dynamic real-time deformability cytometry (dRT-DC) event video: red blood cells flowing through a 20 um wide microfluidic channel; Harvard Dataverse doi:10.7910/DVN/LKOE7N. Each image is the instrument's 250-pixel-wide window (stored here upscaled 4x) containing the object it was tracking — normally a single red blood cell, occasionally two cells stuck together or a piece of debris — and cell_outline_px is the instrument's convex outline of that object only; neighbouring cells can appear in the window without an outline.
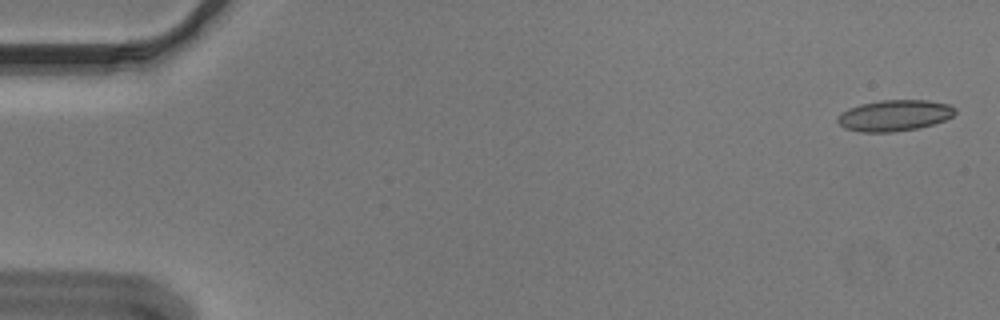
{"species": "Egyptian fruit bat (a non-hibernating species)", "species_latin": "Rousettus aegyptiacus", "temperature_condition": "cold", "stored_images_in_passage": 50, "camera_frame_rate_fps": 3000, "um_per_image_px": 0.085, "animal": {"sex": "male"}, "frame": {"image": 1, "passage_image": 2, "time_ms": 0.333, "image_size_px": [1000, 320], "cell_outline_px": [[956, 112], [952, 116], [944, 120], [920, 128], [892, 132], [860, 132], [844, 128], [836, 120], [836, 116], [848, 108], [860, 104], [880, 100], [928, 100], [948, 104], [956, 108]], "centroid_in_image_um": [76.0, 9.81], "position_along_channel_um": 9.0, "area_um2": 21.44}}
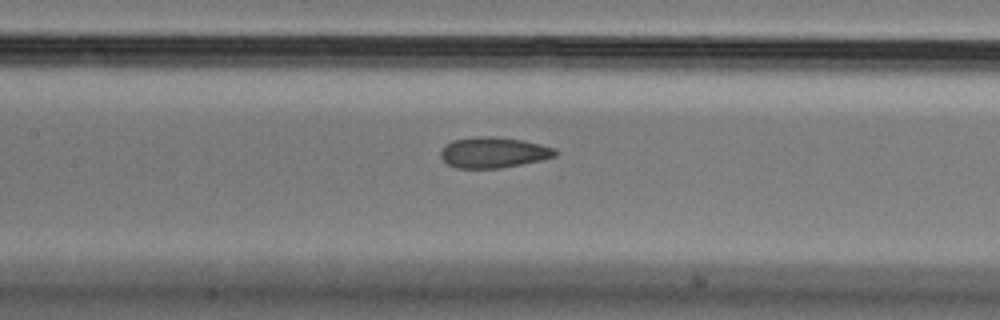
{"frame": {"image": 2, "passage_image": 26, "time_ms": 8.333, "image_size_px": [1000, 320], "cell_outline_px": [[556, 156], [540, 160], [500, 168], [456, 168], [448, 164], [440, 156], [440, 152], [452, 140], [480, 136], [496, 136], [524, 140], [556, 148]], "centroid_in_image_um": [41.96, 12.95], "position_along_channel_um": 165.4, "area_um2": 20.4}}
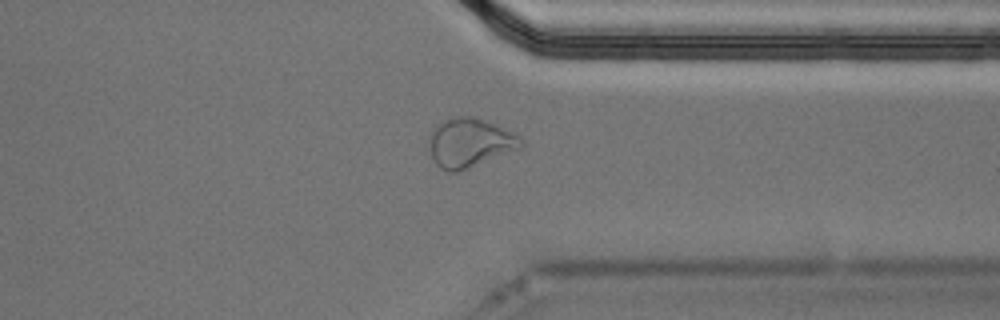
{"frame": {"image": 3, "passage_image": 43, "time_ms": 14.0, "image_size_px": [1000, 320], "cell_outline_px": [[524, 148], [460, 172], [448, 172], [440, 168], [436, 164], [432, 156], [428, 144], [432, 132], [436, 124], [452, 116], [472, 116], [488, 120], [520, 136], [524, 140]], "centroid_in_image_um": [39.98, 12.14], "position_along_channel_um": 371.4, "area_um2": 26.93}, "authors_computed_cell_mechanics": {"area_um2": 20.8947, "velocity_mm_per_s": 3.661, "shape_relaxation_time_tau1_ms": null, "shape_relaxation_time_tau2_ms": 1.628, "deformation_change_tau1": null, "deformation_change_tau2": 0.0744}}